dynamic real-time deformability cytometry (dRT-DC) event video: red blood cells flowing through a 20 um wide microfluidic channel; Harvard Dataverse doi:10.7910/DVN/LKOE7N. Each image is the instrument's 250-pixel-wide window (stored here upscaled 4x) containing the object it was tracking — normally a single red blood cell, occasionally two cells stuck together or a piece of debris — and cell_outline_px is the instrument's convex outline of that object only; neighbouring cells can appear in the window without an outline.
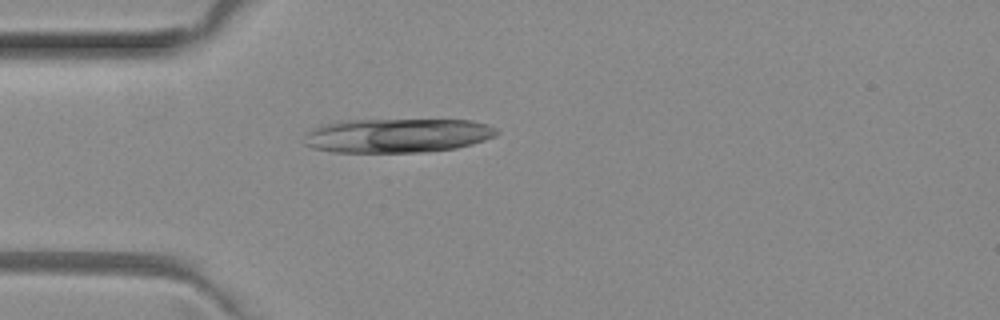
{"species": "common noctule bat (a hibernating species)", "species_latin": "Nyctalus noctula", "temperature_condition": "room temperature", "stored_images_in_passage": 7, "camera_frame_rate_fps": 3000, "um_per_image_px": 0.085, "animal": {"sex": "female", "body_mass_g": 29.2, "forearm_length_mm": 56.3}, "frame": {"image": 1, "passage_image": 7, "time_ms": 2.0, "image_size_px": [1000, 320], "cell_outline_px": [[500, 132], [496, 136], [472, 144], [456, 148], [424, 152], [332, 152], [312, 148], [304, 144], [304, 132], [320, 124], [340, 120], [472, 120], [488, 124], [496, 128]], "centroid_in_image_um": [33.73, 11.51], "position_along_channel_um": 51.3, "area_um2": 38.84}}